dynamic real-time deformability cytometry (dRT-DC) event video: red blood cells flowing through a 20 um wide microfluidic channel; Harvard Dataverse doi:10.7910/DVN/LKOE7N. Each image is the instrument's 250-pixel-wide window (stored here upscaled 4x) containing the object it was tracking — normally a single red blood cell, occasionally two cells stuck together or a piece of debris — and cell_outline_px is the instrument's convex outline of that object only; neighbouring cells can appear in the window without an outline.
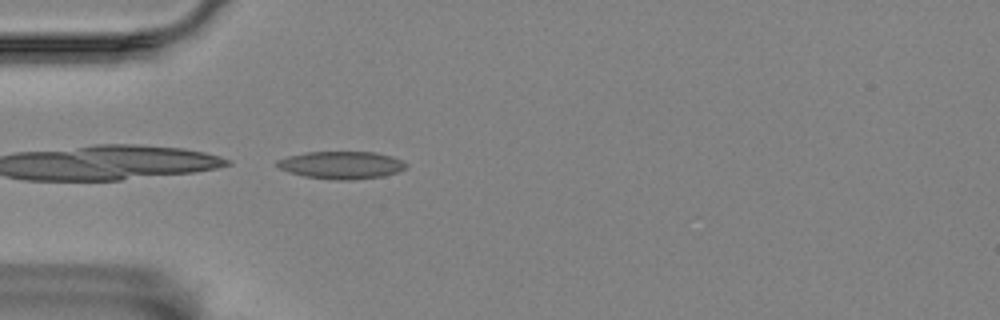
{"species": "Egyptian fruit bat (a non-hibernating species)", "species_latin": "Rousettus aegyptiacus", "temperature_condition": "room temperature", "stored_images_in_passage": 4, "camera_frame_rate_fps": 3000, "um_per_image_px": 0.085, "animal": {"sex": "female"}, "frame": {"image": 1, "passage_image": 4, "time_ms": 4.333, "image_size_px": [1000, 320], "cell_outline_px": [[408, 168], [400, 172], [384, 176], [352, 180], [332, 180], [304, 176], [288, 172], [280, 168], [276, 164], [276, 160], [288, 156], [308, 152], [376, 152], [392, 156], [404, 160], [408, 164]], "centroid_in_image_um": [29.09, 14.03], "position_along_channel_um": 55.9, "area_um2": 21.04}}